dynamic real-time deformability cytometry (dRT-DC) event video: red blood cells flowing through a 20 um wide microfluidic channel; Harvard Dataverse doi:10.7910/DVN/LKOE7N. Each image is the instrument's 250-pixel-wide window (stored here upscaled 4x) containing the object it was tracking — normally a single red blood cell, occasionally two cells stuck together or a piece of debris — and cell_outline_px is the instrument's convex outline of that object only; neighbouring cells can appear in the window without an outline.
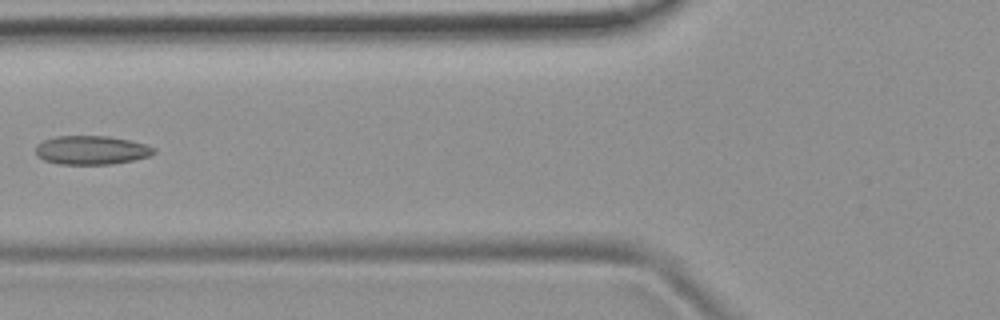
{"species": "common noctule bat (a hibernating species)", "species_latin": "Nyctalus noctula", "temperature_condition": "room temperature", "stored_images_in_passage": 6, "camera_frame_rate_fps": 3000, "um_per_image_px": 0.085, "animal": {"sex": "female", "body_mass_g": 19.9}, "frame": {"image": 1, "passage_image": 5, "time_ms": 5.667, "image_size_px": [1000, 320], "cell_outline_px": [[156, 152], [148, 156], [132, 160], [112, 164], [60, 164], [44, 160], [36, 156], [36, 144], [44, 140], [56, 136], [108, 136], [128, 140], [144, 144], [156, 148]], "centroid_in_image_um": [7.74, 12.76], "position_along_channel_um": 118.1, "area_um2": 19.77}}
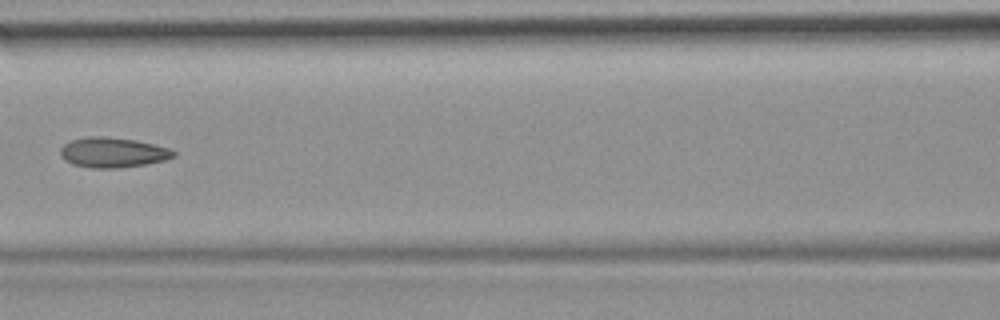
{"frame": {"image": 2, "passage_image": 6, "time_ms": 6.667, "image_size_px": [1000, 320], "cell_outline_px": [[176, 156], [164, 160], [144, 164], [120, 168], [92, 168], [72, 164], [64, 160], [60, 156], [60, 148], [64, 144], [72, 140], [88, 136], [104, 136], [136, 140], [168, 148], [176, 152]], "centroid_in_image_um": [9.56, 12.96], "position_along_channel_um": 157.0, "area_um2": 19.83}}